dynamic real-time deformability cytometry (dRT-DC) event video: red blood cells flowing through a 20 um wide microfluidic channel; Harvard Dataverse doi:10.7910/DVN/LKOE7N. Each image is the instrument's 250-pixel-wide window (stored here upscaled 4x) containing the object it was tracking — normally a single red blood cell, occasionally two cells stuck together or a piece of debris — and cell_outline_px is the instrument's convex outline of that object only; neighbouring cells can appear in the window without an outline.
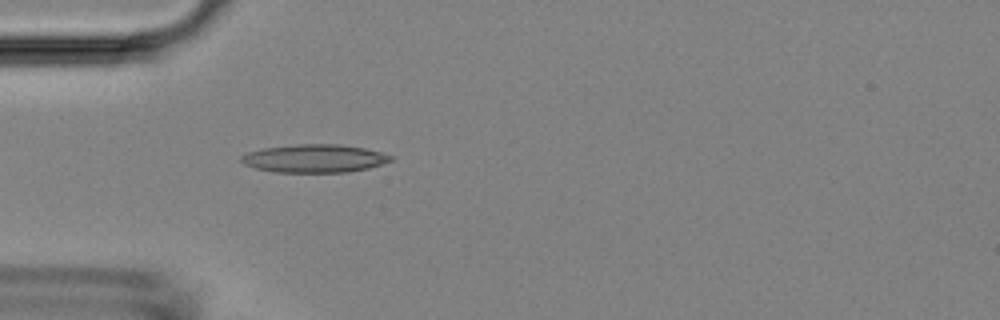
{"species": "Egyptian fruit bat (a non-hibernating species)", "species_latin": "Rousettus aegyptiacus", "temperature_condition": "room temperature", "stored_images_in_passage": 4, "camera_frame_rate_fps": 3000, "um_per_image_px": 0.085, "animal": {"sex": "female"}, "frame": {"image": 1, "passage_image": 4, "time_ms": 4.333, "image_size_px": [1000, 320], "cell_outline_px": [[396, 156], [392, 160], [368, 168], [348, 172], [272, 172], [256, 168], [244, 164], [240, 160], [240, 156], [248, 152], [264, 148], [296, 144], [340, 144], [364, 148]], "centroid_in_image_um": [26.73, 13.46], "position_along_channel_um": 58.3, "area_um2": 24.51}}